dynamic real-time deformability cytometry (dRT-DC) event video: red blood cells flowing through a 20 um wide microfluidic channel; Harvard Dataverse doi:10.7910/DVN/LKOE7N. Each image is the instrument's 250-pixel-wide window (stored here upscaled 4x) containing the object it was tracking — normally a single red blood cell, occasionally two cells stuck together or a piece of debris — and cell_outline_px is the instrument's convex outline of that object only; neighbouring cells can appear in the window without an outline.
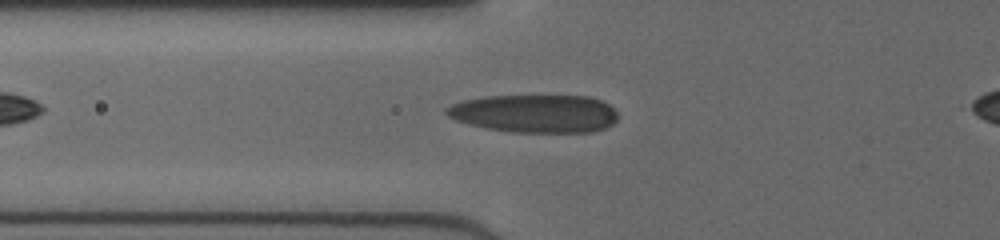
{"species": "human", "species_latin": "Homo sapiens", "temperature_condition": "cold", "stored_images_in_passage": 44, "camera_frame_rate_fps": 3000, "um_per_image_px": 0.085, "donor": {"sex": "female"}, "frame": {"image": 1, "passage_image": 14, "time_ms": 4.333, "image_size_px": [1000, 240], "cell_outline_px": [[616, 120], [612, 124], [596, 132], [512, 132], [484, 128], [468, 124], [456, 120], [448, 116], [444, 112], [452, 104], [464, 100], [484, 96], [588, 96], [600, 100], [608, 104], [616, 112]], "centroid_in_image_um": [45.45, 9.65], "position_along_channel_um": 80.4, "area_um2": 37.97}}
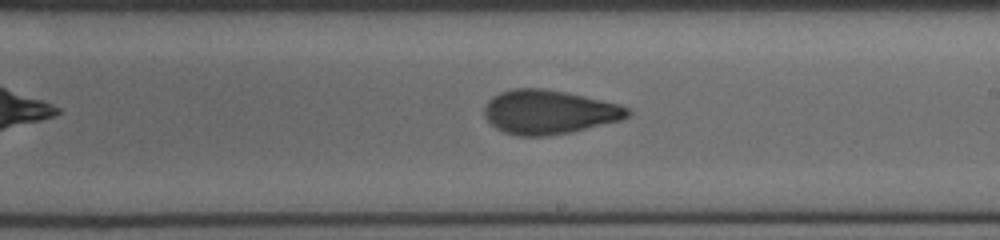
{"frame": {"image": 2, "passage_image": 26, "time_ms": 8.333, "image_size_px": [1000, 240], "cell_outline_px": [[632, 112], [628, 116], [620, 120], [572, 132], [548, 136], [520, 136], [504, 132], [496, 128], [484, 116], [484, 108], [488, 100], [492, 96], [500, 92], [512, 88], [544, 88], [564, 92], [620, 104], [632, 108]], "centroid_in_image_um": [46.66, 9.52], "position_along_channel_um": 242.3, "area_um2": 36.88}}
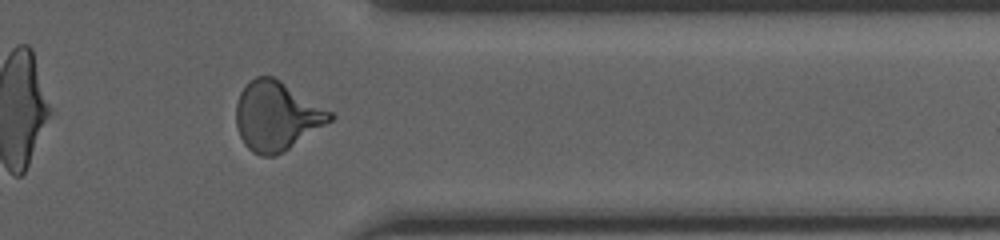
{"frame": {"image": 3, "passage_image": 37, "time_ms": 12.0, "image_size_px": [1000, 240], "cell_outline_px": [[336, 116], [332, 120], [284, 152], [276, 156], [260, 156], [252, 152], [244, 144], [240, 136], [236, 124], [236, 104], [240, 92], [256, 76], [272, 76], [280, 80], [332, 112]], "centroid_in_image_um": [23.5, 9.88], "position_along_channel_um": 387.9, "area_um2": 37.57}}